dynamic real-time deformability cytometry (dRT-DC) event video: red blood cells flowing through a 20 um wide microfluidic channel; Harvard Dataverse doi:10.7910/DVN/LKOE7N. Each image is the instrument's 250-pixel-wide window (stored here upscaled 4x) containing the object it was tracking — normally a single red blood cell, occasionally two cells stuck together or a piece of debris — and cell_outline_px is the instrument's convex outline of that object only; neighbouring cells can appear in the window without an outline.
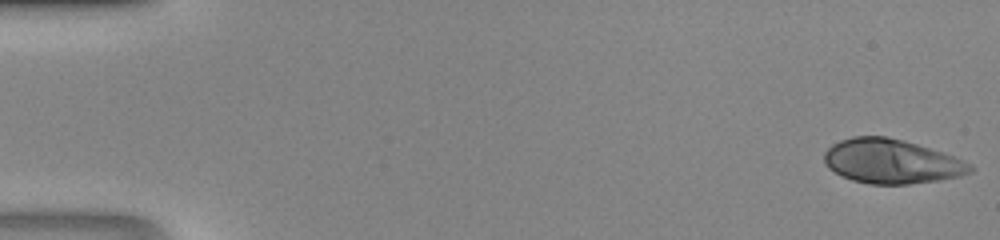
{"species": "human", "species_latin": "Homo sapiens", "temperature_condition": "room temperature", "stored_images_in_passage": 46, "camera_frame_rate_fps": 3000, "um_per_image_px": 0.085, "donor": {"sex": "male"}, "frame": {"image": 1, "passage_image": 1, "time_ms": 0.0, "image_size_px": [1000, 240], "cell_outline_px": [[976, 168], [972, 172], [960, 176], [940, 180], [908, 184], [868, 184], [852, 180], [828, 168], [824, 164], [824, 152], [832, 144], [840, 140], [852, 136], [884, 136], [904, 140], [952, 156], [972, 164]], "centroid_in_image_um": [75.76, 13.72], "position_along_channel_um": 9.2, "area_um2": 37.63}}
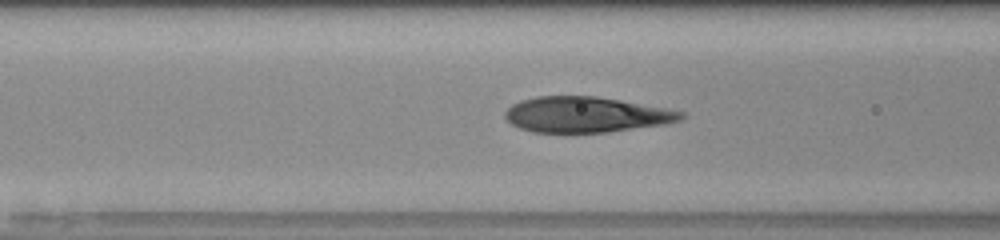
{"frame": {"image": 2, "passage_image": 19, "time_ms": 6.0, "image_size_px": [1000, 240], "cell_outline_px": [[688, 116], [680, 120], [664, 124], [608, 132], [532, 132], [520, 128], [512, 124], [504, 116], [504, 112], [512, 104], [520, 100], [536, 96], [596, 96], [668, 108], [684, 112]], "centroid_in_image_um": [49.82, 9.73], "position_along_channel_um": 116.8, "area_um2": 36.53}}
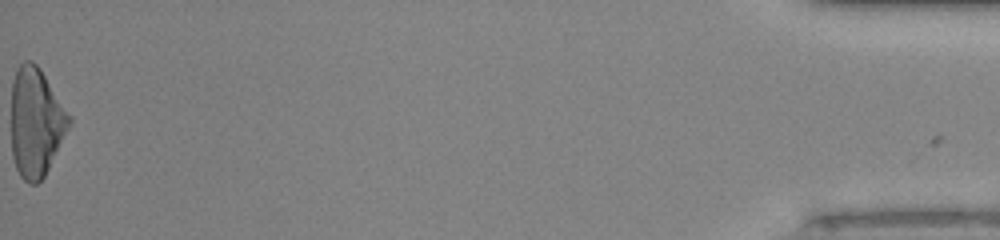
{"frame": {"image": 3, "passage_image": 46, "time_ms": 15.0, "image_size_px": [1000, 240], "cell_outline_px": [[72, 124], [44, 176], [36, 184], [28, 184], [20, 176], [16, 168], [12, 156], [12, 80], [16, 68], [24, 60], [32, 60], [40, 68], [72, 116]], "centroid_in_image_um": [3.07, 10.37], "position_along_channel_um": 432.1, "area_um2": 37.17}}